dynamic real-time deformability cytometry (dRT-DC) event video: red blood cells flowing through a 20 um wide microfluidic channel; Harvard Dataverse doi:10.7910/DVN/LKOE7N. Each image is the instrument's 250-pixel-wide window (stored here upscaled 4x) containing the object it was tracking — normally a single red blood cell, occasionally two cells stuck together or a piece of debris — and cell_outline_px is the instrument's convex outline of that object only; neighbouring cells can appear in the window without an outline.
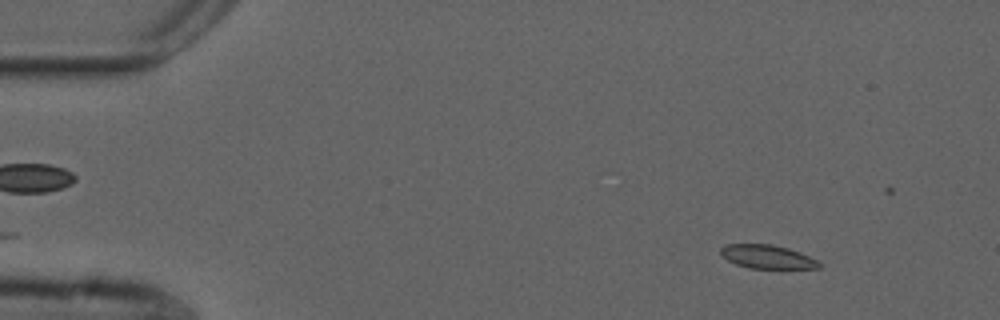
{"species": "common noctule bat (a hibernating species)", "species_latin": "Nyctalus noctula", "temperature_condition": "cold", "stored_images_in_passage": 26, "camera_frame_rate_fps": 3000, "um_per_image_px": 0.085, "animal": {"sex": "male", "forearm_length_mm": 52.5}, "frame": {"image": 1, "passage_image": 2, "time_ms": 0.333, "image_size_px": [1000, 320], "cell_outline_px": [[820, 268], [748, 268], [736, 264], [728, 260], [720, 252], [720, 248], [724, 244], [772, 244], [788, 248], [800, 252], [820, 260]], "centroid_in_image_um": [65.24, 21.81], "position_along_channel_um": 19.8, "area_um2": 13.58}}
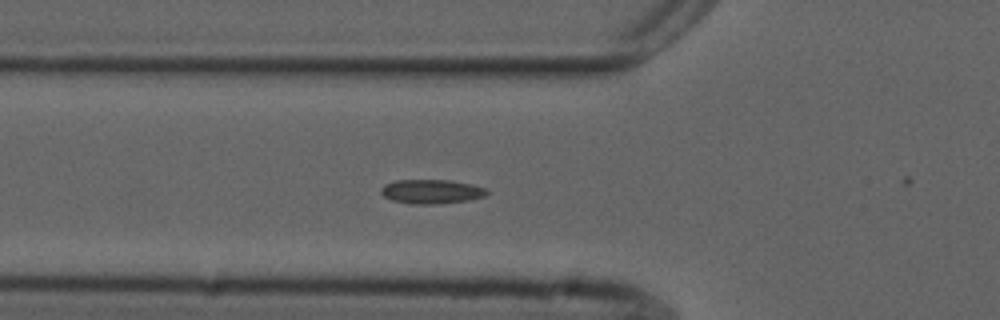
{"frame": {"image": 2, "passage_image": 15, "time_ms": 4.667, "image_size_px": [1000, 320], "cell_outline_px": [[488, 192], [484, 196], [468, 200], [440, 204], [408, 204], [392, 200], [384, 196], [380, 192], [380, 188], [384, 184], [396, 180], [448, 180], [472, 184], [484, 188]], "centroid_in_image_um": [36.62, 16.28], "position_along_channel_um": 89.2, "area_um2": 14.97}}
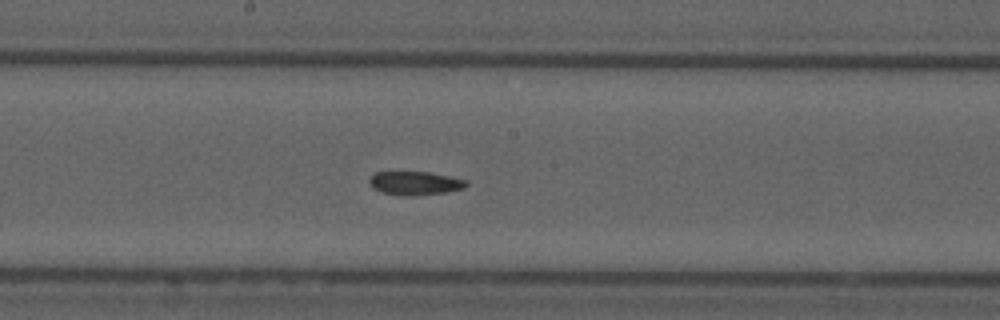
{"frame": {"image": 3, "passage_image": 25, "time_ms": 8.0, "image_size_px": [1000, 320], "cell_outline_px": [[468, 184], [464, 188], [444, 192], [412, 196], [404, 196], [380, 192], [372, 188], [368, 180], [376, 172], [428, 172], [468, 180]], "centroid_in_image_um": [35.26, 15.57], "position_along_channel_um": 212.9, "area_um2": 13.29}}